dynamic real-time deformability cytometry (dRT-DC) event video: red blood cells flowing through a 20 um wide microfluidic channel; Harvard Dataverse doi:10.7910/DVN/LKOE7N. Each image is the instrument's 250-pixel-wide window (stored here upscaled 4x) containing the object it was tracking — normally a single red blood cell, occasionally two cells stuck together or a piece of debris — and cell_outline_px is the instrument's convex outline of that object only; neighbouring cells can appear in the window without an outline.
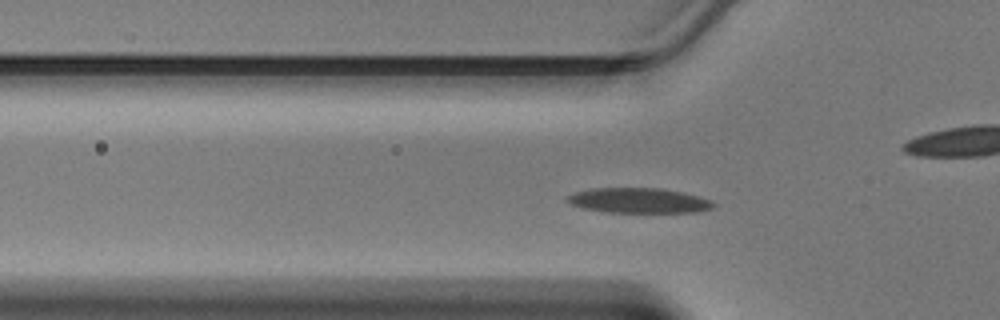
{"species": "Egyptian fruit bat (a non-hibernating species)", "species_latin": "Rousettus aegyptiacus", "temperature_condition": "warm", "stored_images_in_passage": 37, "camera_frame_rate_fps": 3000, "um_per_image_px": 0.085, "animal": {"sex": "male"}, "frame": {"image": 1, "passage_image": 5, "time_ms": 1.333, "image_size_px": [1000, 320], "cell_outline_px": [[716, 204], [712, 208], [700, 212], [608, 212], [584, 208], [572, 204], [568, 200], [568, 196], [576, 192], [592, 188], [660, 188], [684, 192], [712, 200]], "centroid_in_image_um": [54.37, 17.04], "position_along_channel_um": 71.4, "area_um2": 21.21}}
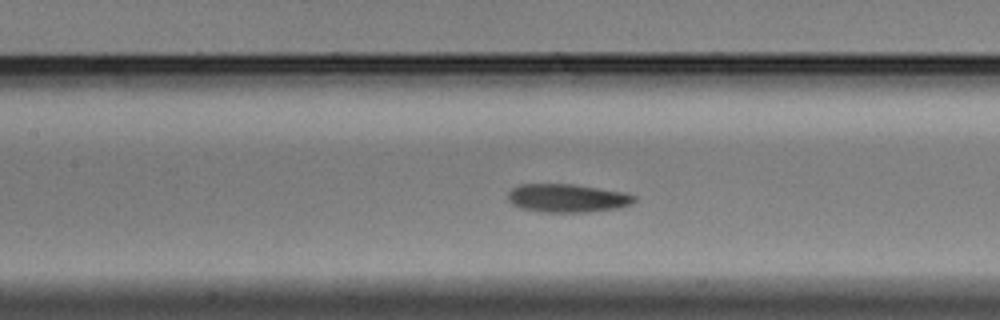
{"frame": {"image": 2, "passage_image": 11, "time_ms": 3.333, "image_size_px": [1000, 320], "cell_outline_px": [[636, 200], [632, 204], [616, 208], [584, 212], [540, 212], [520, 208], [512, 204], [508, 200], [508, 192], [512, 188], [520, 184], [572, 184], [620, 192], [636, 196]], "centroid_in_image_um": [48.16, 16.84], "position_along_channel_um": 159.2, "area_um2": 20.69}}
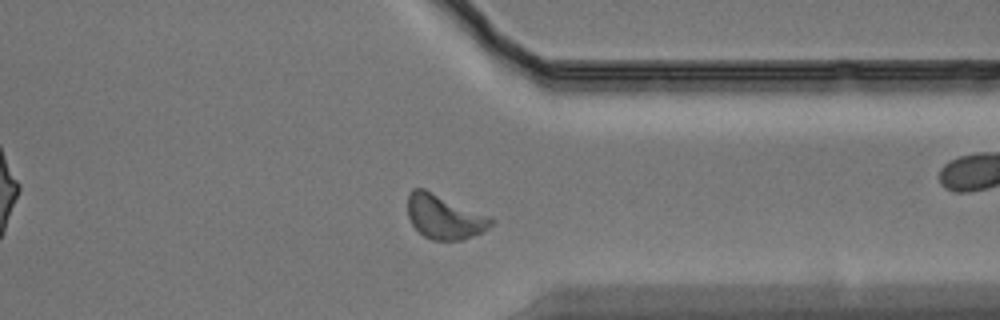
{"frame": {"image": 3, "passage_image": 26, "time_ms": 8.333, "image_size_px": [1000, 320], "cell_outline_px": [[496, 220], [488, 228], [480, 232], [460, 240], [432, 240], [424, 236], [412, 224], [408, 216], [408, 192], [412, 188], [424, 188], [492, 216]], "centroid_in_image_um": [37.78, 18.4], "position_along_channel_um": 373.6, "area_um2": 21.62}}